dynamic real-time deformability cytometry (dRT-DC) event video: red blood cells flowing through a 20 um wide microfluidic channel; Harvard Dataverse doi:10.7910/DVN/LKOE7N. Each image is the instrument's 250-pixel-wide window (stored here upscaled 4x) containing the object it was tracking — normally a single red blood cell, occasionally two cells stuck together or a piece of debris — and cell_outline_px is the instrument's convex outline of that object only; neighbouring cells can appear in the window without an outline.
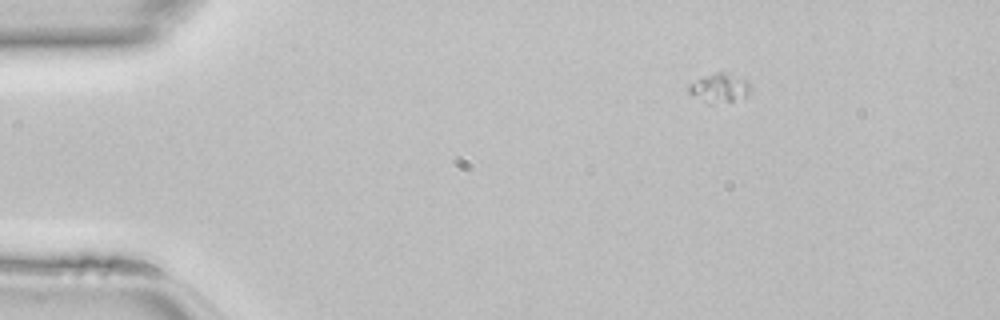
{"species": "common noctule bat (a hibernating species)", "species_latin": "Nyctalus noctula", "temperature_condition": "room temperature", "stored_images_in_passage": 41, "camera_frame_rate_fps": 3000, "um_per_image_px": 0.085, "animal": {"sex": "female", "body_mass_g": 22.7, "forearm_length_mm": 54.2}, "frame": {"image": 1, "passage_image": 1, "time_ms": 0.0, "image_size_px": [1000, 320], "cell_outline_px": [[752, 88], [744, 96], [732, 100], [708, 104], [688, 92], [688, 84], [704, 76], [716, 72], [728, 72], [748, 80]], "centroid_in_image_um": [61.15, 7.44], "position_along_channel_um": 23.9, "area_um2": 10.35}}
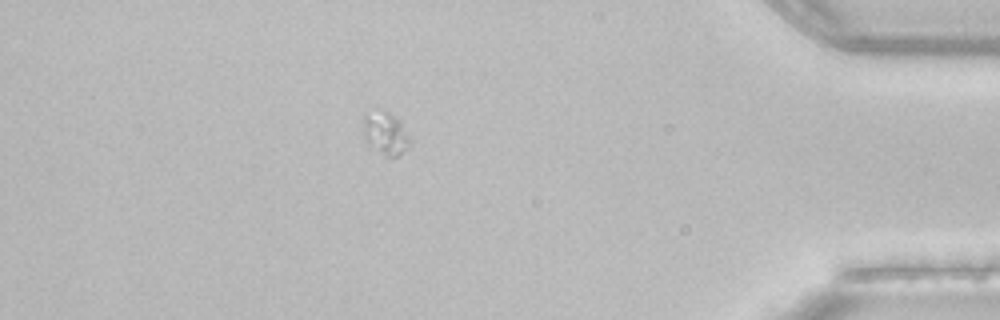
{"frame": {"image": 2, "passage_image": 35, "time_ms": 11.333, "image_size_px": [1000, 320], "cell_outline_px": [[408, 144], [396, 156], [384, 156], [368, 144], [364, 136], [364, 116], [384, 112], [388, 112], [396, 116], [400, 120], [408, 140]], "centroid_in_image_um": [32.74, 11.36], "position_along_channel_um": 402.5, "area_um2": 10.69}}